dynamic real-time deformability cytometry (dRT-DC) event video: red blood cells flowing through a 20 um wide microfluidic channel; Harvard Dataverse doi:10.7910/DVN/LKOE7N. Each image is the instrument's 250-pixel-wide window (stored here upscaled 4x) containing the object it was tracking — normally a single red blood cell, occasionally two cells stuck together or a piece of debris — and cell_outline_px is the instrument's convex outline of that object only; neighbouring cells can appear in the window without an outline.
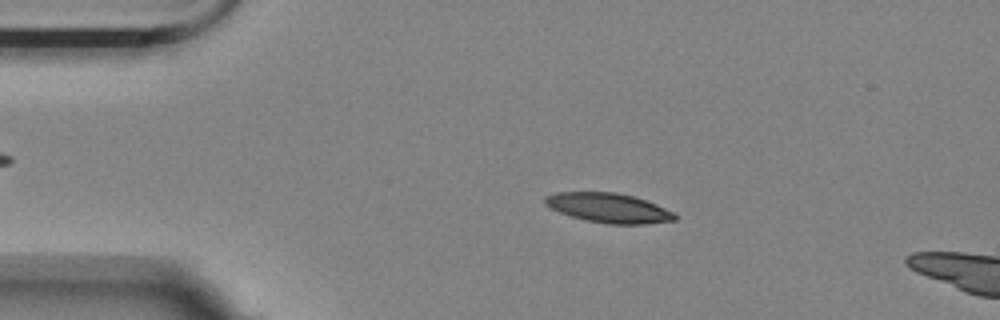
{"species": "Egyptian fruit bat (a non-hibernating species)", "species_latin": "Rousettus aegyptiacus", "temperature_condition": "room temperature", "stored_images_in_passage": 15, "camera_frame_rate_fps": 3000, "um_per_image_px": 0.085, "animal": {"sex": "female"}, "frame": {"image": 1, "passage_image": 11, "time_ms": 3.333, "image_size_px": [1000, 320], "cell_outline_px": [[676, 220], [644, 224], [608, 224], [584, 220], [560, 212], [544, 204], [544, 196], [556, 192], [616, 192], [632, 196], [656, 204], [676, 212]], "centroid_in_image_um": [51.74, 17.67], "position_along_channel_um": 33.3, "area_um2": 22.37}}